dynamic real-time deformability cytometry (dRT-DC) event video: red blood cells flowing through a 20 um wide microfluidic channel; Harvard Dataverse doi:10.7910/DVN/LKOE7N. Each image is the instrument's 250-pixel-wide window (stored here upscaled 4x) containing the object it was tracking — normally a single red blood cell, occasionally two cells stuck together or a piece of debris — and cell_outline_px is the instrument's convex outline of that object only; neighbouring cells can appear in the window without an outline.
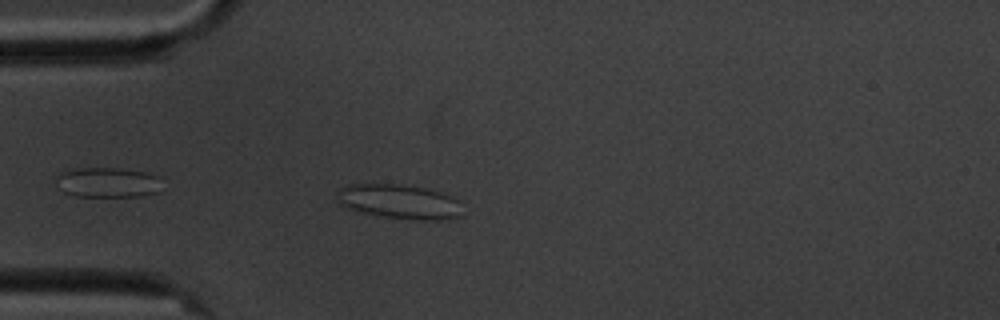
{"species": "common noctule bat (a hibernating species)", "species_latin": "Nyctalus noctula", "temperature_condition": "cold", "stored_images_in_passage": 6, "camera_frame_rate_fps": 3000, "um_per_image_px": 0.085, "animal": {"sex": "male", "body_mass_g": 20.1, "forearm_length_mm": 53.5}, "frame": {"image": 1, "passage_image": 5, "time_ms": 4.667, "image_size_px": [1000, 320], "cell_outline_px": [[460, 216], [448, 220], [412, 220], [380, 216], [360, 212], [348, 208], [340, 204], [336, 200], [336, 196], [340, 188], [348, 184], [396, 184], [432, 188], [460, 200]], "centroid_in_image_um": [33.96, 17.14], "position_along_channel_um": 51.0, "area_um2": 25.66}}